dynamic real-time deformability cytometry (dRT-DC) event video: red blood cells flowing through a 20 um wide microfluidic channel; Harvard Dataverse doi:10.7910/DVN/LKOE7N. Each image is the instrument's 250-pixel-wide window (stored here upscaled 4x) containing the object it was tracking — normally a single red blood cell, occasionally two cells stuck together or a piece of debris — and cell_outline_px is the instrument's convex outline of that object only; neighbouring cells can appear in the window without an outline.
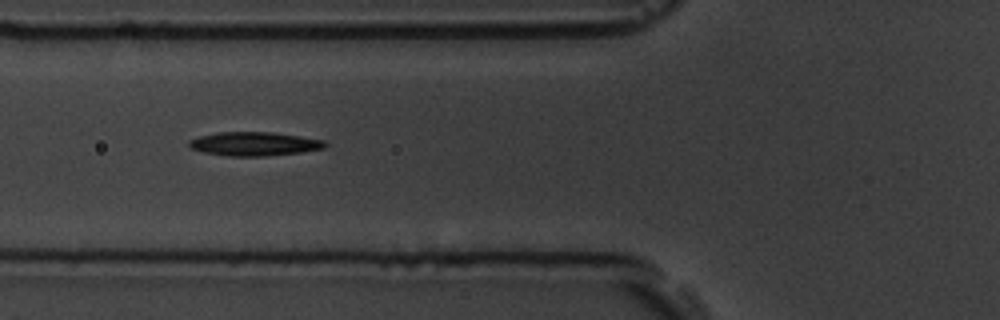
{"species": "common noctule bat (a hibernating species)", "species_latin": "Nyctalus noctula", "temperature_condition": "room temperature", "stored_images_in_passage": 3, "camera_frame_rate_fps": 3000, "um_per_image_px": 0.085, "animal": {"sex": "male", "body_mass_g": 19.5, "forearm_length_mm": 54.6}, "frame": {"image": 1, "passage_image": 3, "time_ms": 2.333, "image_size_px": [1000, 320], "cell_outline_px": [[328, 144], [324, 148], [300, 152], [264, 156], [228, 156], [204, 152], [192, 148], [188, 144], [188, 140], [200, 136], [220, 132], [272, 132], [300, 136], [324, 140]], "centroid_in_image_um": [21.62, 12.22], "position_along_channel_um": 104.2, "area_um2": 18.73}}